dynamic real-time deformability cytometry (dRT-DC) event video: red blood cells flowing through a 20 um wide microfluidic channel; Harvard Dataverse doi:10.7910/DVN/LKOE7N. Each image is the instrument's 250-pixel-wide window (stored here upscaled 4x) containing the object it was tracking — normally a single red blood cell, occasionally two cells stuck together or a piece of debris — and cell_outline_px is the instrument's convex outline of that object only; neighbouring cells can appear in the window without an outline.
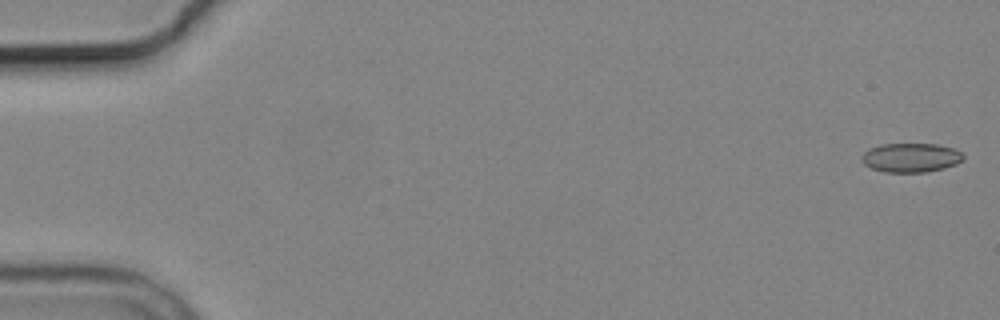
{"species": "common noctule bat (a hibernating species)", "species_latin": "Nyctalus noctula", "temperature_condition": "cold", "stored_images_in_passage": 6, "camera_frame_rate_fps": 3000, "um_per_image_px": 0.085, "animal": {"sex": "male", "body_mass_g": 19.2, "forearm_length_mm": 51.8}, "frame": {"image": 1, "passage_image": 1, "time_ms": 0.0, "image_size_px": [1000, 320], "cell_outline_px": [[964, 160], [956, 164], [944, 168], [924, 172], [884, 172], [872, 168], [864, 164], [860, 160], [860, 156], [868, 148], [880, 144], [936, 144], [952, 148], [960, 152], [964, 156]], "centroid_in_image_um": [77.38, 13.4], "position_along_channel_um": 7.6, "area_um2": 17.34}}
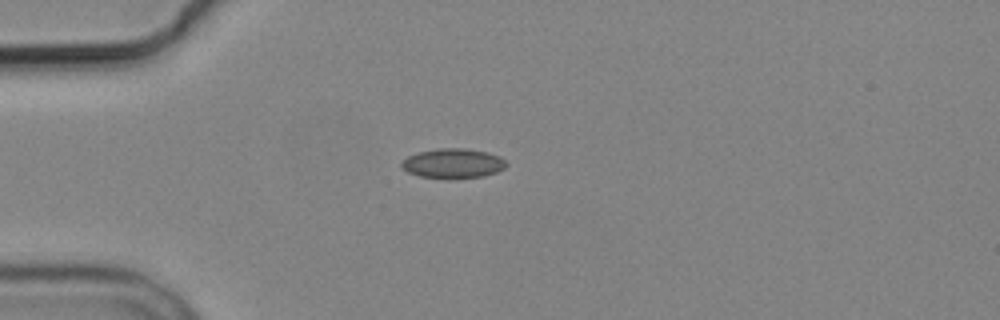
{"frame": {"image": 2, "passage_image": 5, "time_ms": 4.667, "image_size_px": [1000, 320], "cell_outline_px": [[508, 164], [504, 168], [496, 172], [484, 176], [420, 176], [408, 172], [400, 168], [400, 164], [408, 156], [420, 152], [436, 148], [464, 148], [488, 152], [500, 156]], "centroid_in_image_um": [38.52, 13.84], "position_along_channel_um": 46.5, "area_um2": 17.51}}
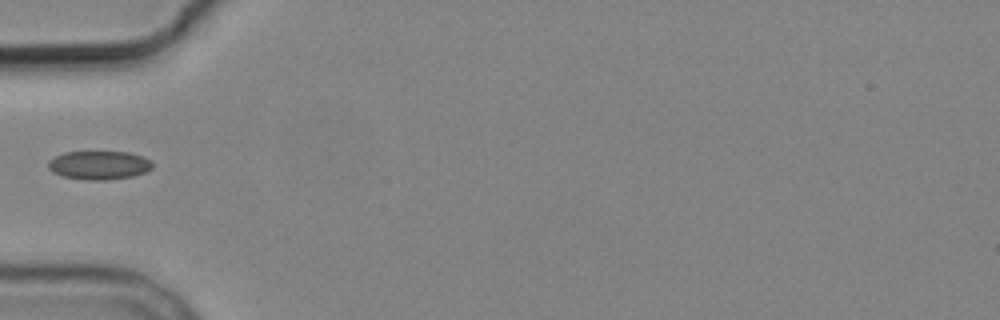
{"frame": {"image": 3, "passage_image": 6, "time_ms": 6.0, "image_size_px": [1000, 320], "cell_outline_px": [[152, 168], [144, 172], [132, 176], [108, 180], [84, 180], [60, 176], [52, 172], [48, 168], [48, 160], [64, 152], [128, 152], [140, 156], [148, 160], [152, 164]], "centroid_in_image_um": [8.35, 14.05], "position_along_channel_um": 76.6, "area_um2": 17.34}}